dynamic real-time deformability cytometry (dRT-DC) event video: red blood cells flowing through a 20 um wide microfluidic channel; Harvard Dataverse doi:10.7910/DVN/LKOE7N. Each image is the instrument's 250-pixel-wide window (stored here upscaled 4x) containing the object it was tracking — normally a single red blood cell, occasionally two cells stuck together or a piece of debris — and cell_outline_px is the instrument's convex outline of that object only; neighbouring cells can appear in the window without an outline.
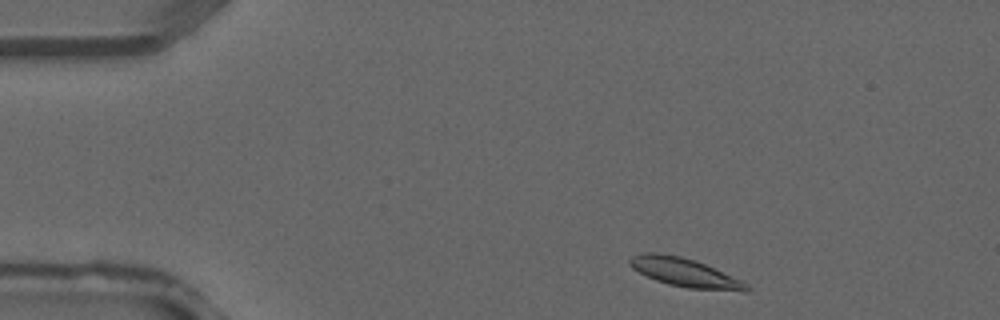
{"species": "common noctule bat (a hibernating species)", "species_latin": "Nyctalus noctula", "temperature_condition": "warm", "stored_images_in_passage": 3, "camera_frame_rate_fps": 3000, "um_per_image_px": 0.085, "animal": {"sex": "male", "forearm_length_mm": 52.5}, "frame": {"image": 1, "passage_image": 1, "time_ms": 0.0, "image_size_px": [1000, 320], "cell_outline_px": [[752, 288], [748, 292], [744, 292], [688, 288], [668, 284], [656, 280], [632, 268], [628, 264], [628, 260], [632, 256], [640, 252], [656, 252], [680, 256], [696, 260], [740, 280], [748, 284]], "centroid_in_image_um": [58.21, 23.16], "position_along_channel_um": 26.8, "area_um2": 19.59}}